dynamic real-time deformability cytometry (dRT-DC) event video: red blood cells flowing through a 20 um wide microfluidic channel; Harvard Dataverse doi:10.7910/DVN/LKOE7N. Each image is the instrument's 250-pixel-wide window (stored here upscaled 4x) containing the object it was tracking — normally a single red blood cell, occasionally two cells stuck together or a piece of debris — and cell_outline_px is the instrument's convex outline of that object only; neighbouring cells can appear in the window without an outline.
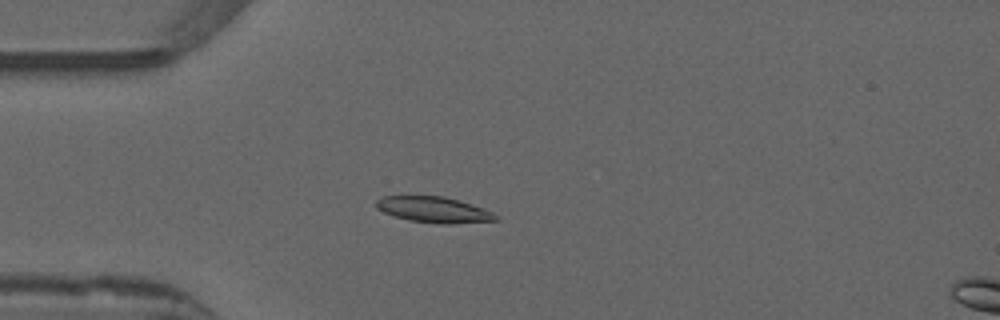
{"species": "common noctule bat (a hibernating species)", "species_latin": "Nyctalus noctula", "temperature_condition": "warm", "stored_images_in_passage": 47, "camera_frame_rate_fps": 3000, "um_per_image_px": 0.085, "animal": {"sex": "male", "forearm_length_mm": 52.5}, "frame": {"image": 1, "passage_image": 8, "time_ms": 2.333, "image_size_px": [1000, 320], "cell_outline_px": [[500, 220], [448, 224], [444, 224], [408, 220], [384, 212], [376, 208], [376, 200], [384, 196], [444, 196], [492, 212], [500, 216]], "centroid_in_image_um": [36.87, 17.83], "position_along_channel_um": 48.1, "area_um2": 17.69}}
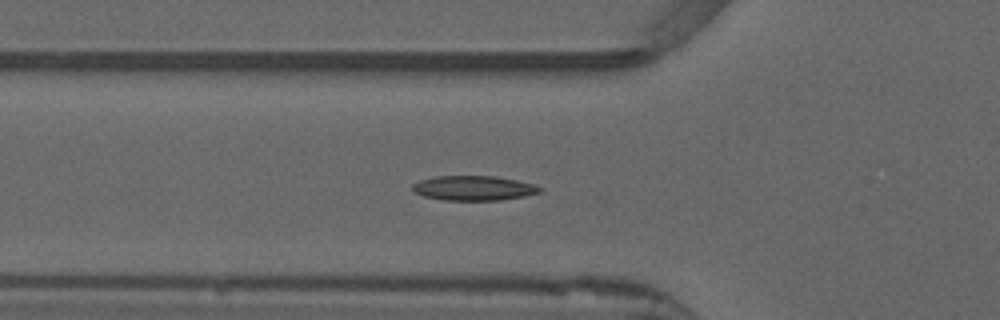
{"frame": {"image": 2, "passage_image": 12, "time_ms": 3.667, "image_size_px": [1000, 320], "cell_outline_px": [[544, 188], [540, 192], [524, 196], [500, 200], [444, 200], [424, 196], [416, 192], [412, 188], [412, 184], [420, 180], [436, 176], [496, 176], [516, 180], [532, 184]], "centroid_in_image_um": [40.27, 15.98], "position_along_channel_um": 85.5, "area_um2": 18.21}}
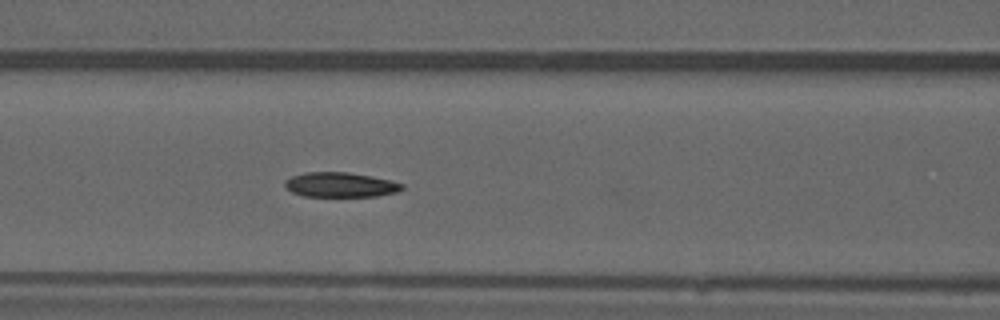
{"frame": {"image": 3, "passage_image": 16, "time_ms": 5.0, "image_size_px": [1000, 320], "cell_outline_px": [[404, 188], [396, 192], [376, 196], [304, 196], [292, 192], [284, 184], [284, 180], [292, 176], [304, 172], [348, 172], [372, 176], [392, 180], [404, 184]], "centroid_in_image_um": [28.95, 15.69], "position_along_channel_um": 137.7, "area_um2": 16.94}, "authors_computed_cell_mechanics": {"area_um2": 17.5712, "velocity_mm_per_s": 3.8652, "shape_relaxation_time_tau1_ms": 9.8899, "shape_relaxation_time_tau2_ms": 5.3883, "deformation_change_tau1": 0.24, "deformation_change_tau2": 0.0667}}